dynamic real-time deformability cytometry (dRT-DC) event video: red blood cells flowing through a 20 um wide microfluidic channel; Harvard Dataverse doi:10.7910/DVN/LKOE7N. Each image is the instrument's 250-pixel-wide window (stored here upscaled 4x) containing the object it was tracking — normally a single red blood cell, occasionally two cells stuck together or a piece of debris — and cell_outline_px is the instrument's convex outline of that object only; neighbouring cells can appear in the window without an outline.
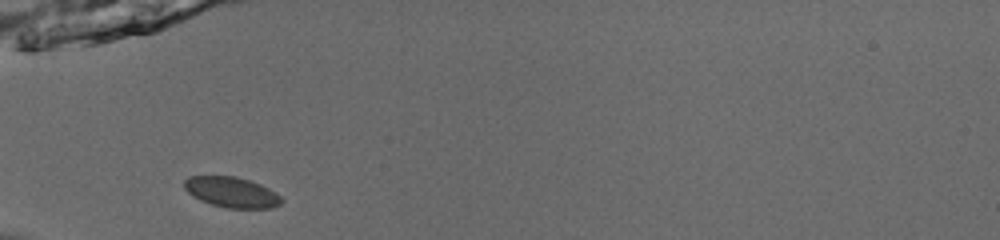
{"species": "common noctule bat (a hibernating species)", "species_latin": "Nyctalus noctula", "temperature_condition": "room temperature", "stored_images_in_passage": 35, "camera_frame_rate_fps": 3000, "um_per_image_px": 0.085, "animal": {"sex": "male", "body_mass_g": 13.0, "forearm_length_mm": 53.1}, "frame": {"image": 1, "passage_image": 1, "time_ms": 0.0, "image_size_px": [1000, 240], "cell_outline_px": [[284, 200], [280, 204], [272, 208], [228, 208], [212, 204], [200, 200], [192, 196], [184, 188], [184, 180], [188, 176], [236, 176], [260, 184], [276, 192]], "centroid_in_image_um": [19.69, 16.33], "position_along_channel_um": 65.3, "area_um2": 17.28}}
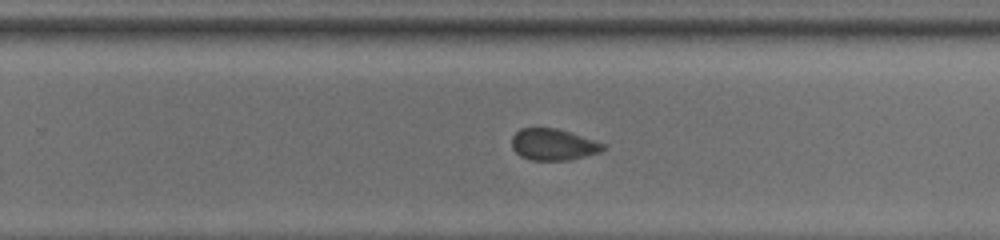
{"frame": {"image": 2, "passage_image": 18, "time_ms": 5.667, "image_size_px": [1000, 240], "cell_outline_px": [[608, 148], [600, 152], [568, 160], [532, 160], [520, 156], [512, 148], [512, 136], [520, 128], [556, 128], [608, 144]], "centroid_in_image_um": [47.06, 12.28], "position_along_channel_um": 282.7, "area_um2": 16.82}}
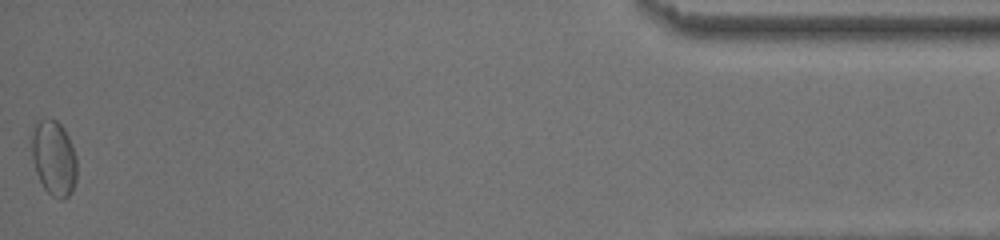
{"frame": {"image": 3, "passage_image": 35, "time_ms": 11.333, "image_size_px": [1000, 240], "cell_outline_px": [[76, 180], [72, 192], [68, 196], [60, 200], [52, 196], [44, 188], [36, 172], [32, 156], [32, 136], [36, 124], [40, 120], [56, 120], [64, 128], [68, 136], [76, 156]], "centroid_in_image_um": [4.6, 13.47], "position_along_channel_um": 430.6, "area_um2": 19.54}, "authors_computed_cell_mechanics": {"area_um2": 17.5134, "velocity_mm_per_s": 3.8985, "shape_relaxation_time_tau1_ms": 5.6668, "shape_relaxation_time_tau2_ms": 0.6391, "deformation_change_tau1": 0.0803, "deformation_change_tau2": 0.0362}}